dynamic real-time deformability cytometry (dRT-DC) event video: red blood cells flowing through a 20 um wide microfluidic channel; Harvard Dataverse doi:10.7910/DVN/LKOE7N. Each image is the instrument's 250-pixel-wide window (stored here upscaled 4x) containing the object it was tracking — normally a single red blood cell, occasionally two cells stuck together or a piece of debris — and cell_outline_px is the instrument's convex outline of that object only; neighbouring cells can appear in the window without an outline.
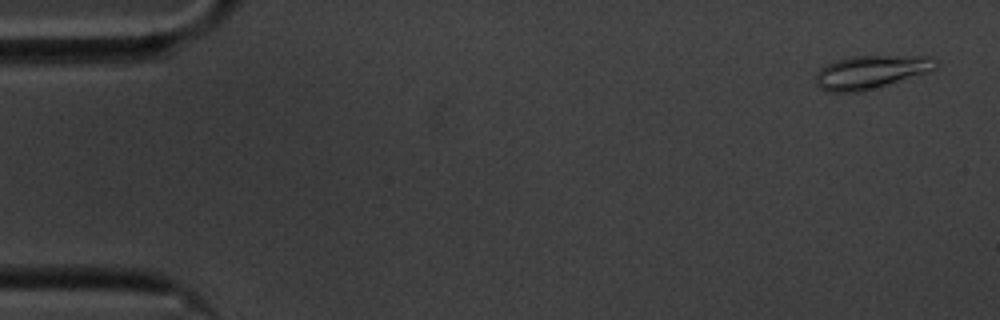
{"species": "common noctule bat (a hibernating species)", "species_latin": "Nyctalus noctula", "temperature_condition": "cold", "stored_images_in_passage": 57, "camera_frame_rate_fps": 3000, "um_per_image_px": 0.085, "animal": {"sex": "male", "body_mass_g": 20.1, "forearm_length_mm": 53.5}, "frame": {"image": 1, "passage_image": 3, "time_ms": 0.667, "image_size_px": [1000, 320], "cell_outline_px": [[940, 64], [936, 68], [928, 72], [864, 92], [828, 92], [820, 88], [816, 84], [816, 72], [820, 68], [836, 60], [856, 56], [928, 56], [936, 60]], "centroid_in_image_um": [74.03, 6.13], "position_along_channel_um": 11.0, "area_um2": 23.41}}
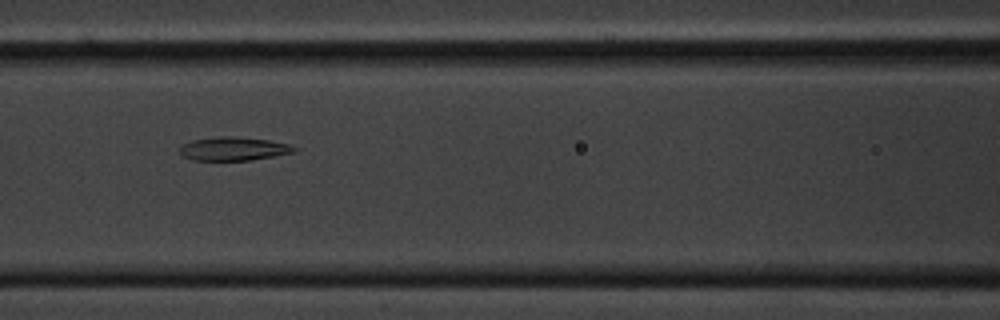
{"frame": {"image": 2, "passage_image": 25, "time_ms": 8.0, "image_size_px": [1000, 320], "cell_outline_px": [[300, 148], [296, 152], [248, 160], [192, 160], [184, 156], [180, 152], [180, 144], [192, 140], [216, 136], [232, 136], [268, 140], [288, 144]], "centroid_in_image_um": [19.84, 12.63], "position_along_channel_um": 146.8, "area_um2": 15.72}}
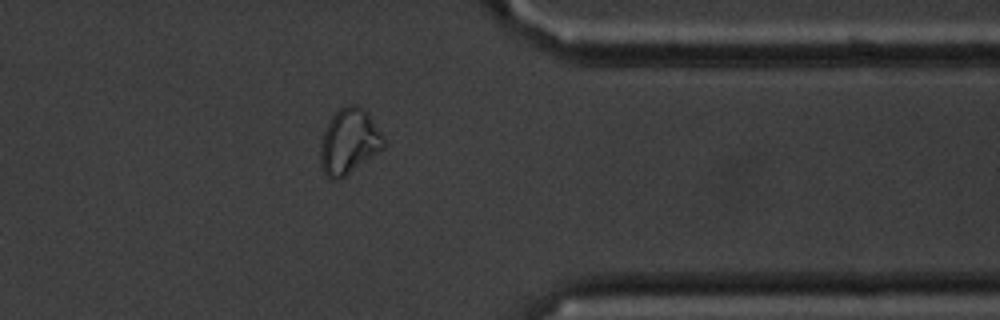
{"frame": {"image": 3, "passage_image": 46, "time_ms": 15.0, "image_size_px": [1000, 320], "cell_outline_px": [[384, 148], [340, 180], [332, 180], [324, 172], [320, 164], [320, 144], [324, 132], [332, 116], [344, 104], [356, 104], [364, 108], [368, 112], [384, 136]], "centroid_in_image_um": [29.68, 12.01], "position_along_channel_um": 381.7, "area_um2": 24.22}, "authors_computed_cell_mechanics": {"area_um2": 19.4208, "velocity_mm_per_s": 3.5103, "shape_relaxation_time_tau1_ms": null, "shape_relaxation_time_tau2_ms": 5.819, "deformation_change_tau1": null, "deformation_change_tau2": 0.1157}}